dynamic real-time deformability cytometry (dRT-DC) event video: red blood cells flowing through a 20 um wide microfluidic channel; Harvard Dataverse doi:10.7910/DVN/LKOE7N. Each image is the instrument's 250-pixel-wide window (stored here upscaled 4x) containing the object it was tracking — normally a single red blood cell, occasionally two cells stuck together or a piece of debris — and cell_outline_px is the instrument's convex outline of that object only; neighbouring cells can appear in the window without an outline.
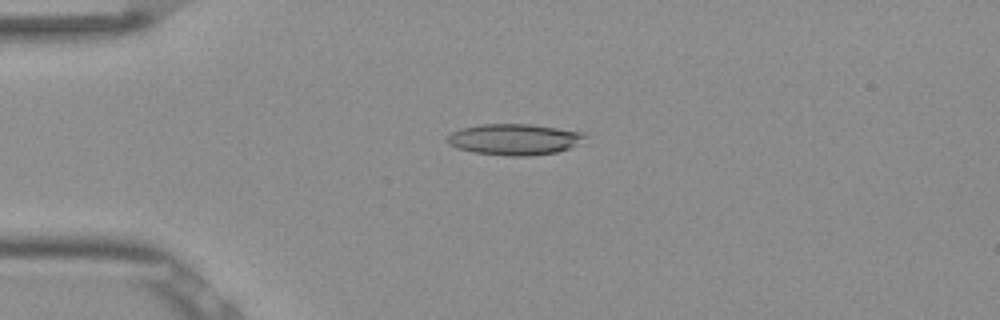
{"species": "Egyptian fruit bat (a non-hibernating species)", "species_latin": "Rousettus aegyptiacus", "temperature_condition": "room temperature", "stored_images_in_passage": 46, "camera_frame_rate_fps": 3000, "um_per_image_px": 0.085, "frame": {"image": 1, "passage_image": 6, "time_ms": 1.667, "image_size_px": [1000, 320], "cell_outline_px": [[588, 136], [576, 144], [568, 148], [556, 152], [528, 156], [508, 156], [472, 152], [456, 148], [448, 144], [444, 140], [452, 132], [460, 128], [480, 124], [532, 124], [584, 132]], "centroid_in_image_um": [43.67, 11.84], "position_along_channel_um": 41.3, "area_um2": 25.09}}
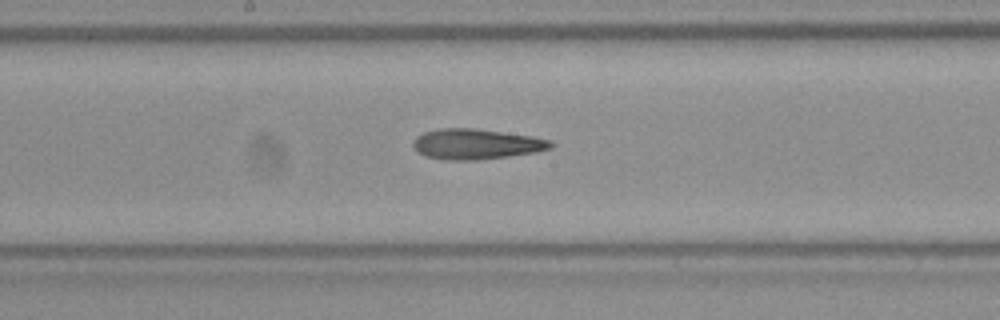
{"frame": {"image": 2, "passage_image": 21, "time_ms": 6.667, "image_size_px": [1000, 320], "cell_outline_px": [[552, 148], [536, 152], [508, 156], [476, 160], [444, 160], [424, 156], [416, 152], [412, 148], [412, 140], [416, 136], [424, 132], [440, 128], [476, 128], [532, 136], [552, 140]], "centroid_in_image_um": [40.42, 12.25], "position_along_channel_um": 207.8, "area_um2": 24.68}}
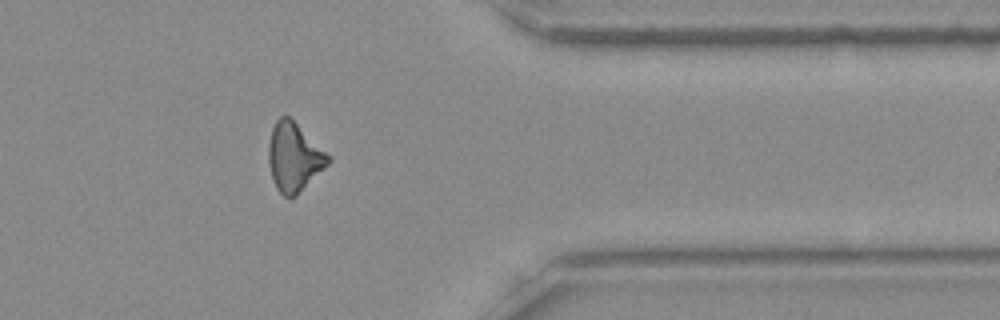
{"frame": {"image": 3, "passage_image": 36, "time_ms": 11.667, "image_size_px": [1000, 320], "cell_outline_px": [[332, 160], [292, 200], [288, 200], [276, 188], [272, 176], [268, 160], [268, 144], [272, 128], [276, 120], [280, 116], [288, 116], [332, 156]], "centroid_in_image_um": [25.0, 13.38], "position_along_channel_um": 386.4, "area_um2": 23.87}, "authors_computed_cell_mechanics": {"area_um2": 23.9003, "velocity_mm_per_s": 3.8669, "shape_relaxation_time_tau1_ms": null, "shape_relaxation_time_tau2_ms": 11.3919, "deformation_change_tau1": null, "deformation_change_tau2": 0.3143}}